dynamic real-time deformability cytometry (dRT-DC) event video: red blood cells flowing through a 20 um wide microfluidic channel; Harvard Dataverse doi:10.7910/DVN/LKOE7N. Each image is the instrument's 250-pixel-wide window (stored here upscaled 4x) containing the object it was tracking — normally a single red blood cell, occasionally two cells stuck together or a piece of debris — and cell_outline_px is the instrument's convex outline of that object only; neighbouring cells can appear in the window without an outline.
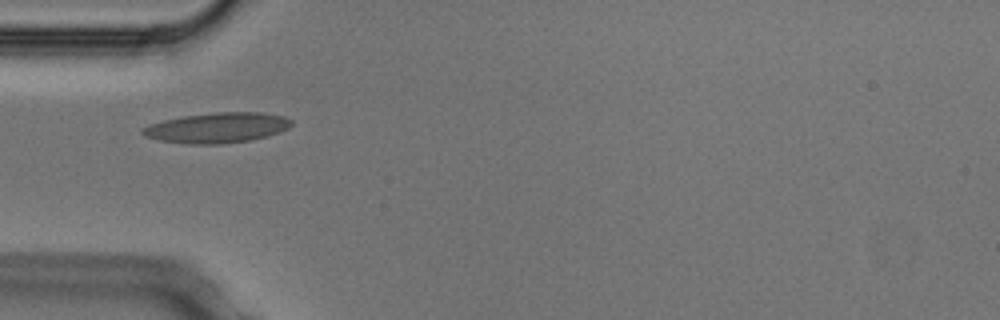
{"species": "Egyptian fruit bat (a non-hibernating species)", "species_latin": "Rousettus aegyptiacus", "temperature_condition": "cold", "stored_images_in_passage": 1, "camera_frame_rate_fps": 3000, "um_per_image_px": 0.085, "animal": {"sex": "male"}, "frame": {"image": 1, "passage_image": 1, "time_ms": 0.0, "image_size_px": [1000, 320], "cell_outline_px": [[292, 124], [288, 128], [280, 132], [268, 136], [252, 140], [220, 144], [184, 144], [160, 140], [144, 136], [140, 132], [140, 128], [148, 124], [164, 120], [184, 116], [216, 112], [260, 112], [284, 116], [292, 120]], "centroid_in_image_um": [18.44, 10.86], "position_along_channel_um": 66.6, "area_um2": 26.47}}